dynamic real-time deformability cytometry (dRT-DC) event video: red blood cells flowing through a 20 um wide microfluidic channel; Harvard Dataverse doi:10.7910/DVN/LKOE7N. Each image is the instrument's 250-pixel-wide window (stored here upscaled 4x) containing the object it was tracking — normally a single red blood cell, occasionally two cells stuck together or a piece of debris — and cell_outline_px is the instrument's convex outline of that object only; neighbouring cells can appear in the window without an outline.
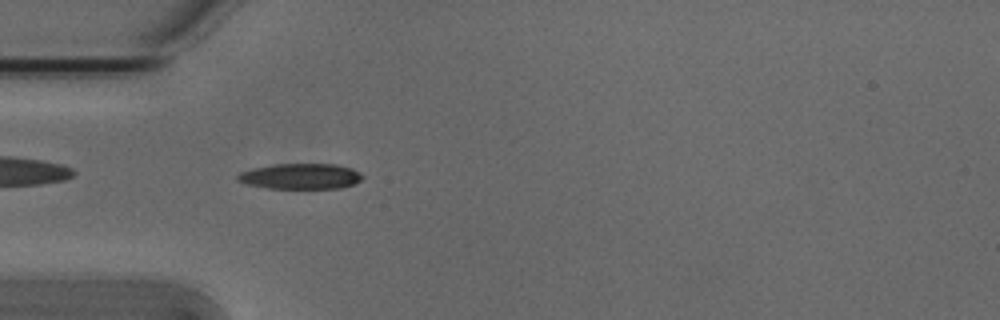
{"species": "Egyptian fruit bat (a non-hibernating species)", "species_latin": "Rousettus aegyptiacus", "temperature_condition": "cold", "stored_images_in_passage": 41, "camera_frame_rate_fps": 3000, "um_per_image_px": 0.085, "animal": {"sex": "male"}, "frame": {"image": 1, "passage_image": 3, "time_ms": 0.667, "image_size_px": [1000, 320], "cell_outline_px": [[364, 176], [360, 180], [352, 184], [340, 188], [268, 188], [248, 184], [236, 180], [236, 176], [240, 172], [252, 168], [272, 164], [336, 164], [352, 168]], "centroid_in_image_um": [25.52, 14.97], "position_along_channel_um": 59.5, "area_um2": 18.55}}
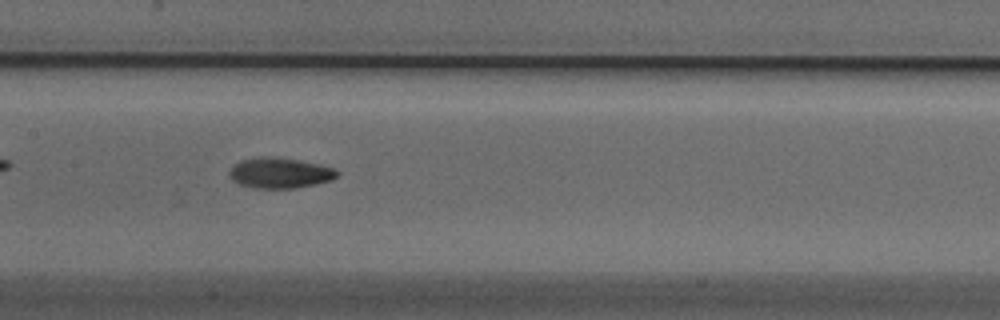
{"frame": {"image": 2, "passage_image": 13, "time_ms": 4.0, "image_size_px": [1000, 320], "cell_outline_px": [[340, 172], [332, 180], [316, 184], [296, 188], [252, 188], [240, 184], [232, 180], [228, 176], [228, 172], [240, 160], [264, 156], [296, 160], [320, 164], [332, 168]], "centroid_in_image_um": [23.77, 14.71], "position_along_channel_um": 183.6, "area_um2": 19.02}}
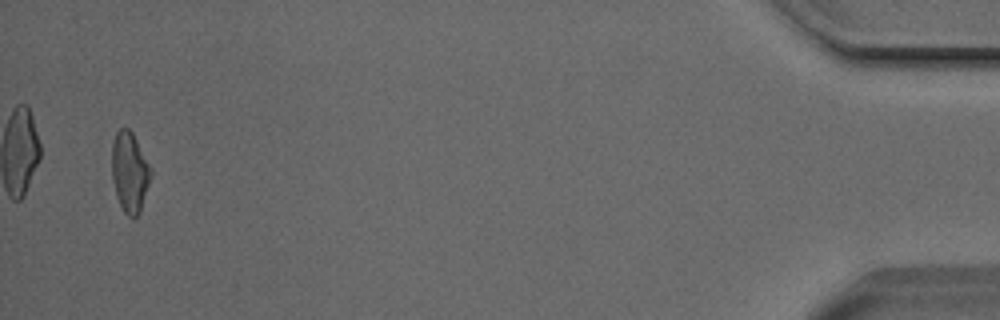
{"frame": {"image": 3, "passage_image": 39, "time_ms": 12.667, "image_size_px": [1000, 320], "cell_outline_px": [[152, 176], [140, 212], [136, 216], [128, 216], [124, 212], [116, 196], [112, 180], [112, 144], [116, 132], [120, 128], [128, 128], [132, 132], [152, 168]], "centroid_in_image_um": [11.03, 14.62], "position_along_channel_um": 424.2, "area_um2": 18.32}, "authors_computed_cell_mechanics": {"area_um2": 18.496, "velocity_mm_per_s": 3.8058, "shape_relaxation_time_tau1_ms": 3.5378, "shape_relaxation_time_tau2_ms": 4.4354, "deformation_change_tau1": 0.1492, "deformation_change_tau2": 0.1009}}